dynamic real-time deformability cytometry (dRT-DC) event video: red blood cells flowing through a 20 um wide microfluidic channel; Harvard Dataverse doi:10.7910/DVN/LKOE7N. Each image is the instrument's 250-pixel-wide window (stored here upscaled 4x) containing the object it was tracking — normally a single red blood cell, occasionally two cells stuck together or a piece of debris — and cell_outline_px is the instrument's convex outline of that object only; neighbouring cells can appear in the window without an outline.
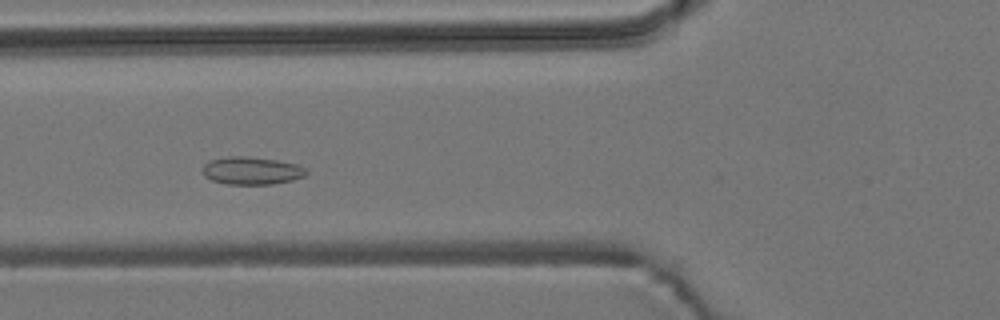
{"species": "common noctule bat (a hibernating species)", "species_latin": "Nyctalus noctula", "temperature_condition": "room temperature", "stored_images_in_passage": 4, "camera_frame_rate_fps": 3000, "um_per_image_px": 0.085, "animal": {"sex": "male", "body_mass_g": 19.2, "forearm_length_mm": 51.8}, "frame": {"image": 1, "passage_image": 3, "time_ms": 0.667, "image_size_px": [1000, 320], "cell_outline_px": [[308, 172], [304, 176], [292, 180], [272, 184], [228, 184], [212, 180], [204, 176], [200, 172], [200, 168], [208, 160], [228, 156], [248, 156], [276, 160], [296, 164], [308, 168]], "centroid_in_image_um": [21.35, 14.5], "position_along_channel_um": 104.5, "area_um2": 16.99}}
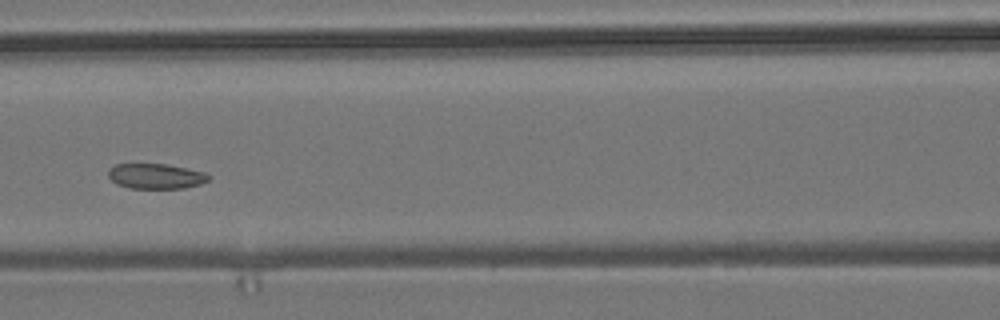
{"frame": {"image": 2, "passage_image": 4, "time_ms": 1.0, "image_size_px": [1000, 320], "cell_outline_px": [[212, 176], [208, 180], [200, 184], [184, 188], [128, 188], [116, 184], [108, 176], [108, 168], [116, 164], [168, 164], [204, 172]], "centroid_in_image_um": [13.23, 14.97], "position_along_channel_um": 153.4, "area_um2": 14.8}}